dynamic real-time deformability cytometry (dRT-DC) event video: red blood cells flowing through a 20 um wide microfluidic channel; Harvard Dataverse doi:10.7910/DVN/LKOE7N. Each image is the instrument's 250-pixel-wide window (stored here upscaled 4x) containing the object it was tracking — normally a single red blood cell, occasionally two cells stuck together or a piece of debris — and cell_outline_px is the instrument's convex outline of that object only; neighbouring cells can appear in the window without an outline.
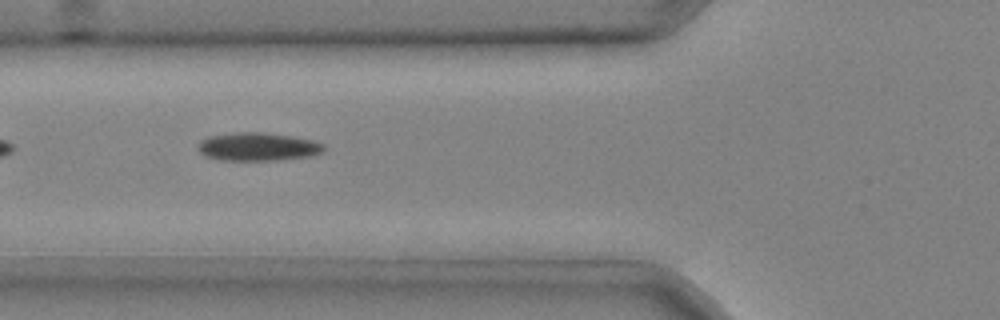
{"species": "common noctule bat (a hibernating species)", "species_latin": "Nyctalus noctula", "temperature_condition": "cold", "stored_images_in_passage": 5, "camera_frame_rate_fps": 3000, "um_per_image_px": 0.085, "animal": {"sex": "male", "body_mass_g": 20.4}, "frame": {"image": 1, "passage_image": 3, "time_ms": 0.667, "image_size_px": [1000, 320], "cell_outline_px": [[324, 152], [308, 156], [276, 160], [220, 160], [204, 156], [200, 152], [200, 140], [208, 136], [236, 132], [260, 132], [292, 136], [312, 140], [324, 144]], "centroid_in_image_um": [21.91, 12.47], "position_along_channel_um": 103.9, "area_um2": 20.58}}
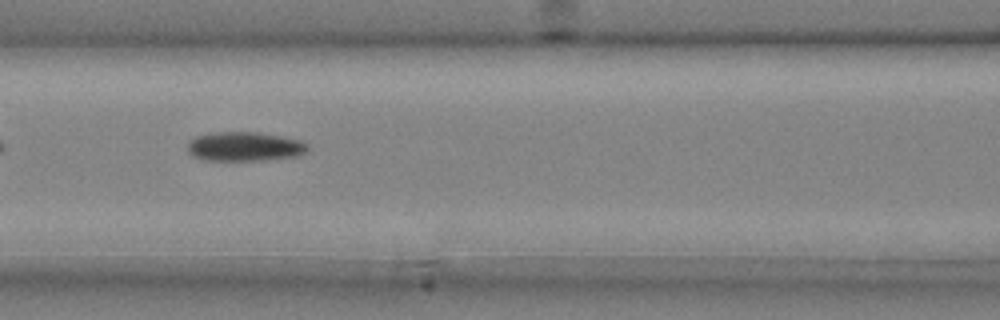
{"frame": {"image": 2, "passage_image": 4, "time_ms": 1.0, "image_size_px": [1000, 320], "cell_outline_px": [[308, 148], [300, 156], [264, 160], [204, 160], [192, 156], [188, 152], [188, 140], [196, 136], [220, 132], [256, 132], [280, 136], [300, 140], [308, 144]], "centroid_in_image_um": [20.78, 12.46], "position_along_channel_um": 145.8, "area_um2": 20.46}}
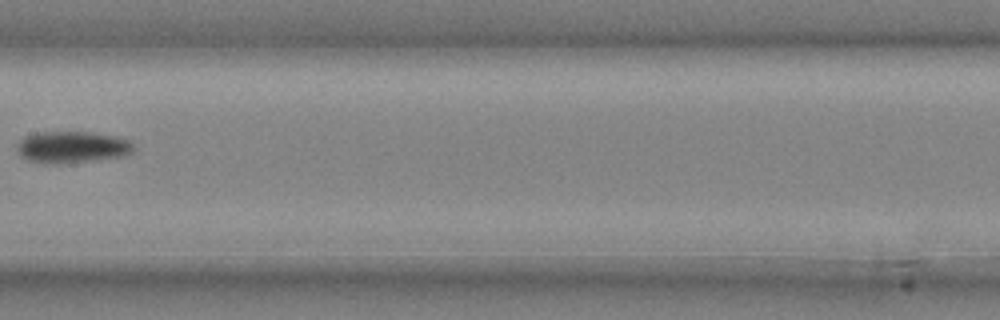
{"frame": {"image": 3, "passage_image": 5, "time_ms": 1.333, "image_size_px": [1000, 320], "cell_outline_px": [[136, 148], [132, 152], [124, 156], [92, 160], [28, 160], [20, 156], [16, 148], [20, 140], [24, 136], [36, 132], [88, 132], [116, 136], [128, 140]], "centroid_in_image_um": [6.17, 12.44], "position_along_channel_um": 201.2, "area_um2": 20.52}}